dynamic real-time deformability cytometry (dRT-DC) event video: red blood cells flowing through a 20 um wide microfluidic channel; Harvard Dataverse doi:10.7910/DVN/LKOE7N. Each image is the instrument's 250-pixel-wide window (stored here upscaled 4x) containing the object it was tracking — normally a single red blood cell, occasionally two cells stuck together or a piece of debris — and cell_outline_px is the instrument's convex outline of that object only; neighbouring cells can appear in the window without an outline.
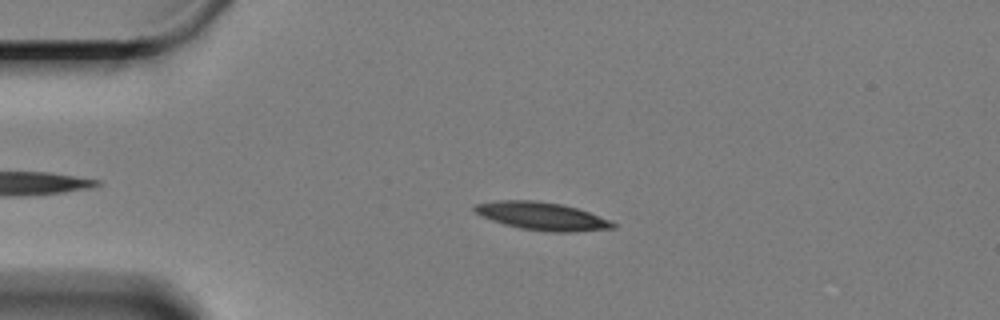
{"species": "Egyptian fruit bat (a non-hibernating species)", "species_latin": "Rousettus aegyptiacus", "temperature_condition": "cold", "stored_images_in_passage": 42, "camera_frame_rate_fps": 3000, "um_per_image_px": 0.085, "animal": {"sex": "female"}, "frame": {"image": 1, "passage_image": 1, "time_ms": 0.0, "image_size_px": [1000, 320], "cell_outline_px": [[616, 228], [568, 232], [552, 232], [520, 228], [504, 224], [484, 216], [476, 212], [472, 208], [476, 204], [496, 200], [536, 200], [560, 204], [576, 208], [588, 212], [608, 220], [616, 224]], "centroid_in_image_um": [46.06, 18.36], "position_along_channel_um": 38.9, "area_um2": 22.08}}
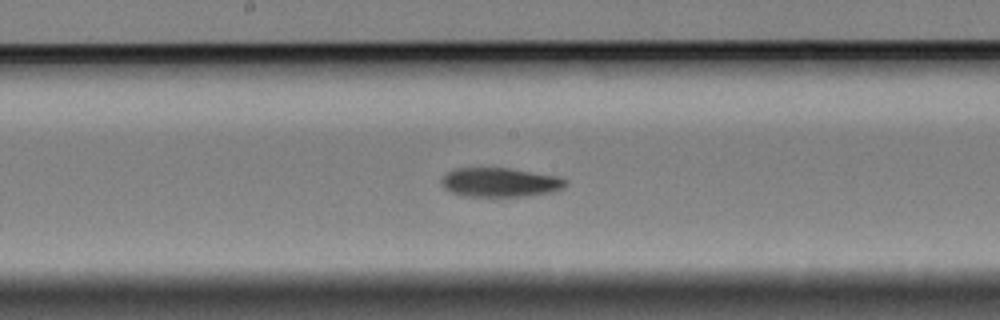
{"frame": {"image": 2, "passage_image": 19, "time_ms": 6.0, "image_size_px": [1000, 320], "cell_outline_px": [[568, 184], [564, 188], [552, 192], [524, 196], [464, 196], [452, 192], [444, 188], [440, 180], [448, 172], [456, 168], [508, 168], [560, 176], [568, 180]], "centroid_in_image_um": [42.55, 15.49], "position_along_channel_um": 205.6, "area_um2": 21.15}}
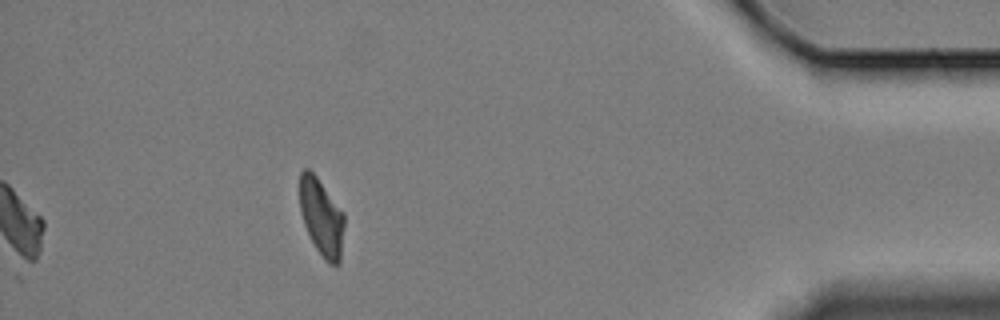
{"frame": {"image": 3, "passage_image": 42, "time_ms": 13.667, "image_size_px": [1000, 320], "cell_outline_px": [[344, 224], [340, 264], [328, 264], [324, 260], [316, 248], [304, 224], [300, 212], [300, 172], [304, 168], [308, 168], [316, 176], [344, 212]], "centroid_in_image_um": [27.33, 18.47], "position_along_channel_um": 407.9, "area_um2": 20.0}}